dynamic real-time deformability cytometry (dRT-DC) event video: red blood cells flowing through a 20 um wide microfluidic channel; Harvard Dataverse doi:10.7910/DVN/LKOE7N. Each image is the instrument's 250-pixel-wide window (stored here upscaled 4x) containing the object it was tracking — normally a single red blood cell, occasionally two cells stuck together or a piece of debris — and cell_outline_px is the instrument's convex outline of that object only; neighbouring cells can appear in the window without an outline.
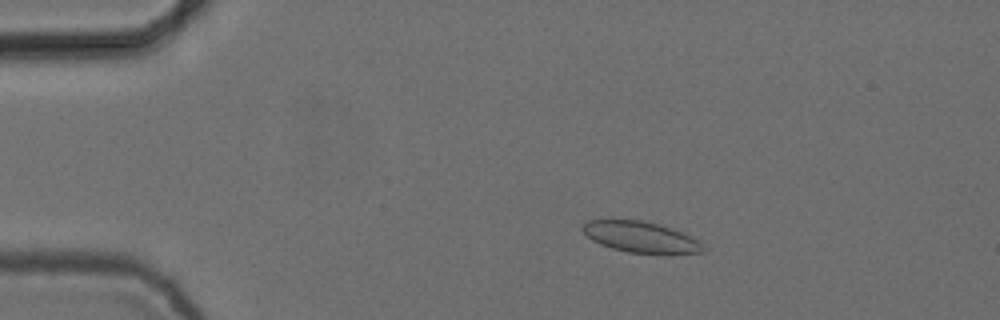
{"species": "common noctule bat (a hibernating species)", "species_latin": "Nyctalus noctula", "temperature_condition": "cold", "stored_images_in_passage": 4, "camera_frame_rate_fps": 3000, "um_per_image_px": 0.085, "animal": {"sex": "female", "body_mass_g": 24.6, "forearm_length_mm": 56.2}, "frame": {"image": 1, "passage_image": 3, "time_ms": 0.667, "image_size_px": [1000, 320], "cell_outline_px": [[704, 252], [672, 256], [628, 252], [612, 248], [600, 244], [592, 240], [580, 228], [588, 220], [612, 216], [640, 220], [660, 224], [684, 232], [700, 240], [704, 248]], "centroid_in_image_um": [54.49, 20.13], "position_along_channel_um": 30.5, "area_um2": 23.18}}